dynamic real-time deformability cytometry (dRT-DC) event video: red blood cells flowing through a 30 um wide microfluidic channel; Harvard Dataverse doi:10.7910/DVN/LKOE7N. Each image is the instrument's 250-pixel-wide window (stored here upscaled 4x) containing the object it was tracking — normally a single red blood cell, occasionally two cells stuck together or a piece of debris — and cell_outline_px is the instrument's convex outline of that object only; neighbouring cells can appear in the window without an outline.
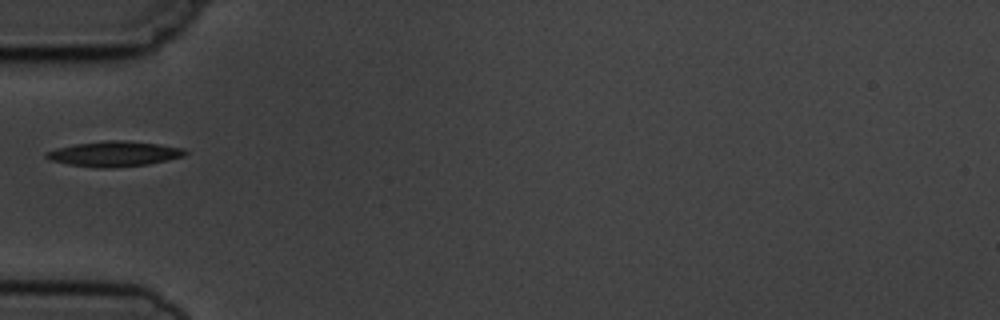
{"species": "common noctule bat (a hibernating species)", "species_latin": "Nyctalus noctula", "temperature_condition": "cold", "stored_images_in_passage": 5, "camera_frame_rate_fps": 3000, "um_per_image_px": 0.085, "animal": {"sex": "male", "body_mass_g": 19.5, "forearm_length_mm": 54.6}, "frame": {"image": 1, "passage_image": 5, "time_ms": 5.333, "image_size_px": [1000, 320], "cell_outline_px": [[188, 152], [184, 156], [168, 160], [148, 164], [116, 168], [92, 168], [68, 164], [52, 160], [44, 156], [44, 152], [56, 148], [76, 144], [104, 140], [124, 140], [160, 144], [184, 148]], "centroid_in_image_um": [9.72, 13.08], "position_along_channel_um": 75.3, "area_um2": 20.63}}